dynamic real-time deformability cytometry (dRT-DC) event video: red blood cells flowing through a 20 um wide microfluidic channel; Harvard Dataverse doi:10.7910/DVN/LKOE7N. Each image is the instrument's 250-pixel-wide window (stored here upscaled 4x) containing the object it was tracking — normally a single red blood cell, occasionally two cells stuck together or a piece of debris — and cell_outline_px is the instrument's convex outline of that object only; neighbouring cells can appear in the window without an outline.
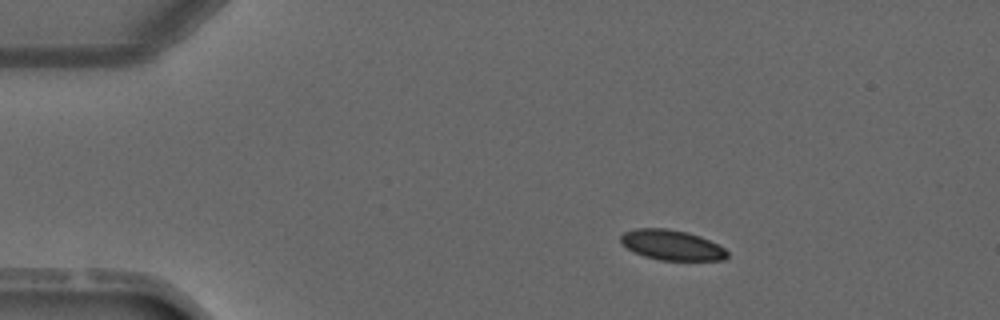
{"species": "common noctule bat (a hibernating species)", "species_latin": "Nyctalus noctula", "temperature_condition": "warm", "stored_images_in_passage": 2, "camera_frame_rate_fps": 3000, "um_per_image_px": 0.085, "animal": {"sex": "male", "forearm_length_mm": 52.5}, "frame": {"image": 1, "passage_image": 1, "time_ms": 0.0, "image_size_px": [1000, 320], "cell_outline_px": [[728, 256], [724, 260], [660, 260], [644, 256], [620, 244], [620, 236], [624, 232], [636, 228], [668, 228], [688, 232], [700, 236], [724, 248], [728, 252]], "centroid_in_image_um": [57.08, 20.82], "position_along_channel_um": 27.9, "area_um2": 18.73}}